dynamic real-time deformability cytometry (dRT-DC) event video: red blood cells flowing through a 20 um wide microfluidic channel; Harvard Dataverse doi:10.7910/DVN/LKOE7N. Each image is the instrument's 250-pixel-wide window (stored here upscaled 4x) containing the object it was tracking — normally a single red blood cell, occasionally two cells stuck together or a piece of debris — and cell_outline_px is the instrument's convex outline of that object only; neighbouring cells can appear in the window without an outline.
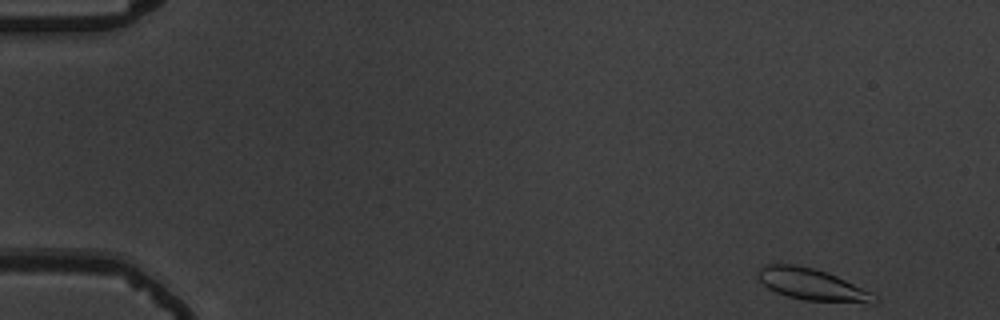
{"species": "common noctule bat (a hibernating species)", "species_latin": "Nyctalus noctula", "temperature_condition": "warm", "stored_images_in_passage": 34, "camera_frame_rate_fps": 3000, "um_per_image_px": 0.085, "animal": {"sex": "male", "body_mass_g": 19.5, "forearm_length_mm": 54.6}, "frame": {"image": 1, "passage_image": 1, "time_ms": 0.0, "image_size_px": [1000, 320], "cell_outline_px": [[880, 300], [872, 304], [804, 300], [788, 296], [776, 292], [768, 288], [760, 280], [756, 272], [764, 264], [796, 264], [812, 268], [836, 276], [872, 292]], "centroid_in_image_um": [69.05, 24.2], "position_along_channel_um": 15.9, "area_um2": 21.5}}
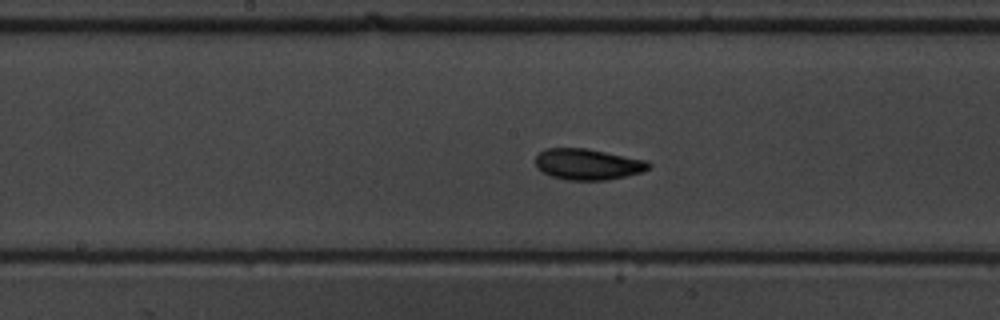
{"frame": {"image": 2, "passage_image": 27, "time_ms": 8.667, "image_size_px": [1000, 320], "cell_outline_px": [[652, 164], [648, 168], [640, 172], [608, 180], [568, 180], [552, 176], [544, 172], [536, 164], [536, 156], [540, 152], [548, 148], [588, 148], [648, 160]], "centroid_in_image_um": [50.0, 13.95], "position_along_channel_um": 198.2, "area_um2": 20.35}}
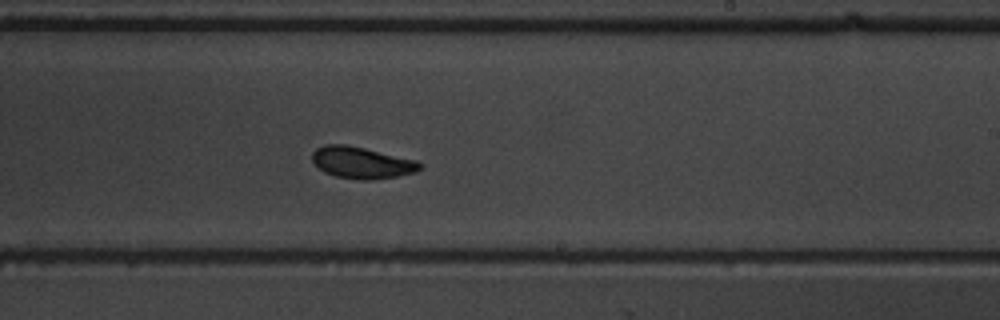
{"frame": {"image": 3, "passage_image": 32, "time_ms": 10.333, "image_size_px": [1000, 320], "cell_outline_px": [[424, 168], [416, 172], [396, 176], [372, 180], [360, 180], [336, 176], [324, 172], [312, 160], [312, 152], [316, 148], [324, 144], [344, 144], [364, 148], [416, 160], [424, 164]], "centroid_in_image_um": [30.77, 13.82], "position_along_channel_um": 258.2, "area_um2": 19.88}}